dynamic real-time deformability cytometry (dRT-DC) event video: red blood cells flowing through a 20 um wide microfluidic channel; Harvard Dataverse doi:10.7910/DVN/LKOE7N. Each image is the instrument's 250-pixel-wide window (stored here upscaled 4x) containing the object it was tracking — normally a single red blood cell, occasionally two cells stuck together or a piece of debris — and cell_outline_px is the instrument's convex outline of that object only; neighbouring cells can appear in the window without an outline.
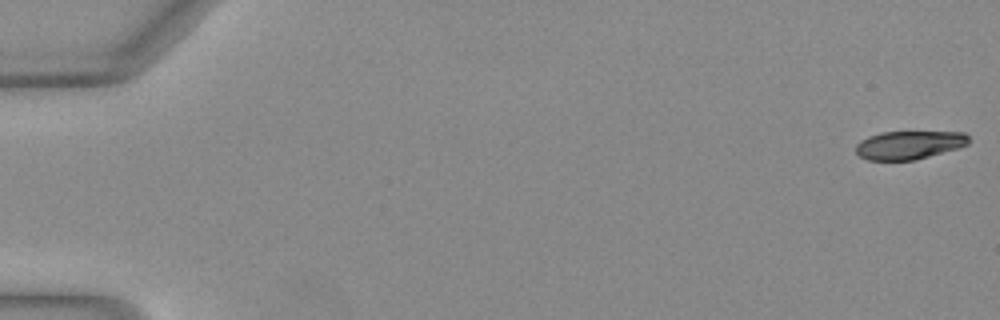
{"species": "Egyptian fruit bat (a non-hibernating species)", "species_latin": "Rousettus aegyptiacus", "temperature_condition": "warm", "stored_images_in_passage": 8, "camera_frame_rate_fps": 3000, "um_per_image_px": 0.085, "animal": {"sex": "female"}, "frame": {"image": 1, "passage_image": 1, "time_ms": 0.0, "image_size_px": [1000, 320], "cell_outline_px": [[968, 144], [960, 148], [912, 160], [868, 160], [860, 156], [856, 152], [856, 144], [860, 140], [868, 136], [880, 132], [964, 132], [968, 136]], "centroid_in_image_um": [77.26, 12.32], "position_along_channel_um": 7.7, "area_um2": 18.61}}